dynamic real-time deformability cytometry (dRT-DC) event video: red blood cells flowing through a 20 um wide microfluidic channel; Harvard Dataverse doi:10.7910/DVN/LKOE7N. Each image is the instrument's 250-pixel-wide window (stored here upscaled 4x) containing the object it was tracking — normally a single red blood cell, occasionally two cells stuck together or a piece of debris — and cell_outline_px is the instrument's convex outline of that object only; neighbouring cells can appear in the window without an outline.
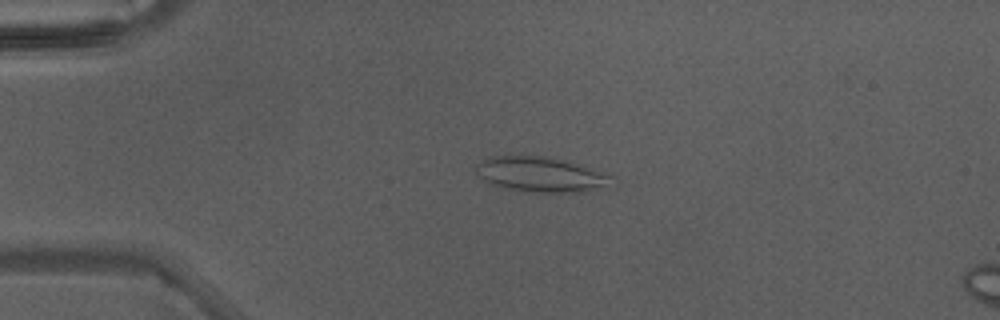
{"species": "Egyptian fruit bat (a non-hibernating species)", "species_latin": "Rousettus aegyptiacus", "temperature_condition": "warm", "stored_images_in_passage": 5, "camera_frame_rate_fps": 3000, "um_per_image_px": 0.085, "animal": {"sex": "male"}, "frame": {"image": 1, "passage_image": 4, "time_ms": 1.0, "image_size_px": [1000, 320], "cell_outline_px": [[616, 176], [588, 192], [524, 192], [500, 188], [484, 180], [476, 172], [476, 164], [480, 160], [492, 156], [544, 156], [564, 160]], "centroid_in_image_um": [45.86, 14.83], "position_along_channel_um": 39.1, "area_um2": 27.46}}